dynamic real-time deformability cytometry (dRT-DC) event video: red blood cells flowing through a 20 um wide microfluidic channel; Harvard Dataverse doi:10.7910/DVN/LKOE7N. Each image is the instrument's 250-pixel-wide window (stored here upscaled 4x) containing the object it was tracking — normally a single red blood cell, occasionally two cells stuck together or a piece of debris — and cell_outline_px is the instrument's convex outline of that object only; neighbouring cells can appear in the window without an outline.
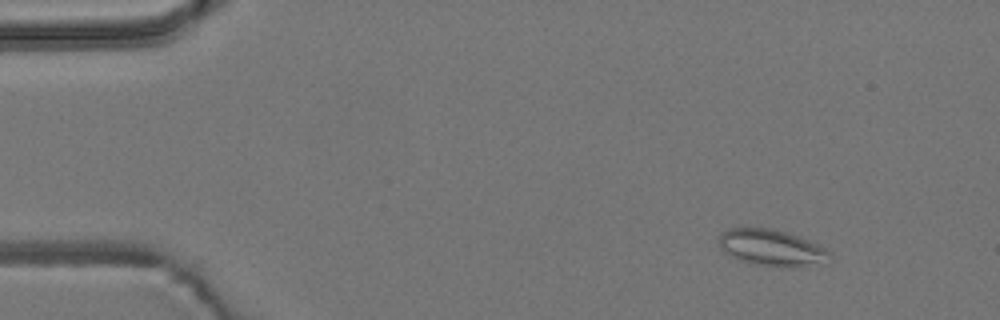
{"species": "common noctule bat (a hibernating species)", "species_latin": "Nyctalus noctula", "temperature_condition": "room temperature", "stored_images_in_passage": 9, "camera_frame_rate_fps": 3000, "um_per_image_px": 0.085, "animal": {"sex": "male", "body_mass_g": 19.2, "forearm_length_mm": 51.8}, "frame": {"image": 1, "passage_image": 1, "time_ms": 0.0, "image_size_px": [1000, 320], "cell_outline_px": [[832, 260], [796, 268], [780, 268], [752, 264], [732, 256], [724, 252], [720, 248], [720, 232], [728, 228], [772, 228], [800, 236], [820, 244], [832, 256]], "centroid_in_image_um": [65.62, 21.07], "position_along_channel_um": 19.4, "area_um2": 23.87}}
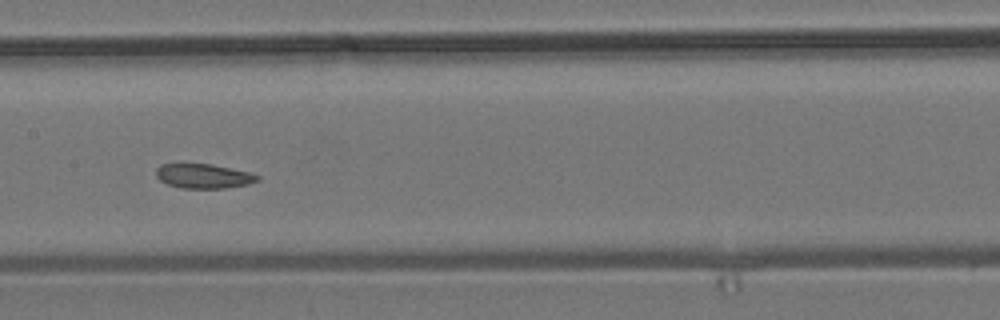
{"frame": {"image": 2, "passage_image": 7, "time_ms": 7.0, "image_size_px": [1000, 320], "cell_outline_px": [[260, 180], [248, 184], [224, 188], [180, 188], [168, 184], [160, 180], [156, 176], [156, 168], [160, 164], [180, 160], [212, 164], [248, 172], [260, 176]], "centroid_in_image_um": [17.21, 14.91], "position_along_channel_um": 190.2, "area_um2": 15.14}}
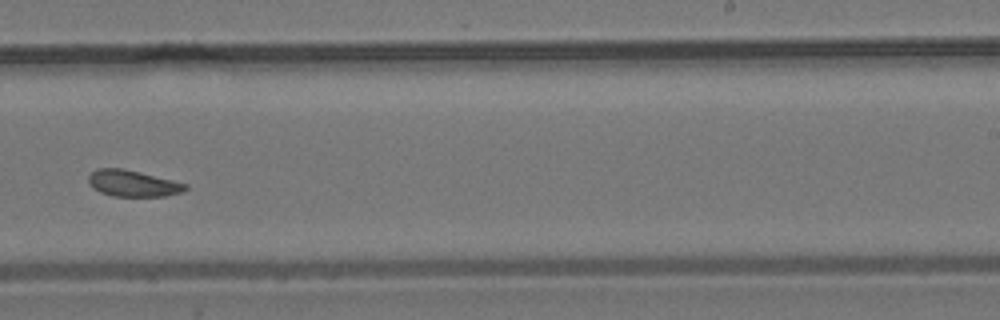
{"frame": {"image": 3, "passage_image": 9, "time_ms": 9.333, "image_size_px": [1000, 320], "cell_outline_px": [[188, 188], [184, 192], [164, 196], [112, 196], [100, 192], [92, 188], [88, 180], [88, 176], [96, 168], [124, 168], [188, 184]], "centroid_in_image_um": [11.29, 15.59], "position_along_channel_um": 277.7, "area_um2": 14.97}}